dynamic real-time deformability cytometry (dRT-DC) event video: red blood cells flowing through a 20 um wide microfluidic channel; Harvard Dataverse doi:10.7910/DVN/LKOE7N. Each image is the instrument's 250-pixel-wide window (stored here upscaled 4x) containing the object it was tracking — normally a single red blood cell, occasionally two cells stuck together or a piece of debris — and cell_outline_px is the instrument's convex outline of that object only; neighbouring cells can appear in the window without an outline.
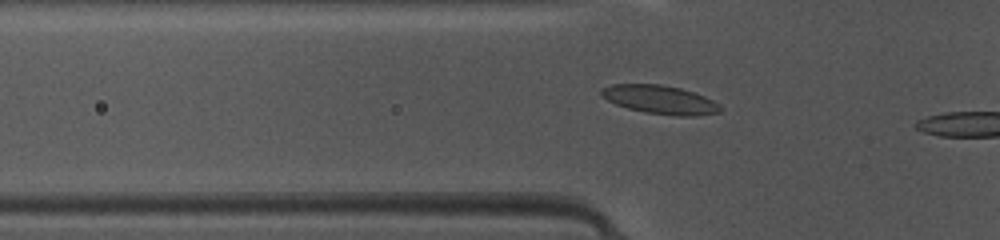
{"species": "common noctule bat (a hibernating species)", "species_latin": "Nyctalus noctula", "temperature_condition": "warm", "stored_images_in_passage": 6, "camera_frame_rate_fps": 3000, "um_per_image_px": 0.085, "animal": {"sex": "female", "body_mass_g": 10.0, "forearm_length_mm": 53.1}, "frame": {"image": 1, "passage_image": 3, "time_ms": 0.667, "image_size_px": [1000, 240], "cell_outline_px": [[720, 112], [696, 116], [676, 116], [648, 112], [628, 108], [616, 104], [600, 96], [600, 92], [604, 88], [612, 84], [660, 84], [680, 88], [704, 96], [720, 104]], "centroid_in_image_um": [56.11, 8.47], "position_along_channel_um": 69.7, "area_um2": 19.59}}